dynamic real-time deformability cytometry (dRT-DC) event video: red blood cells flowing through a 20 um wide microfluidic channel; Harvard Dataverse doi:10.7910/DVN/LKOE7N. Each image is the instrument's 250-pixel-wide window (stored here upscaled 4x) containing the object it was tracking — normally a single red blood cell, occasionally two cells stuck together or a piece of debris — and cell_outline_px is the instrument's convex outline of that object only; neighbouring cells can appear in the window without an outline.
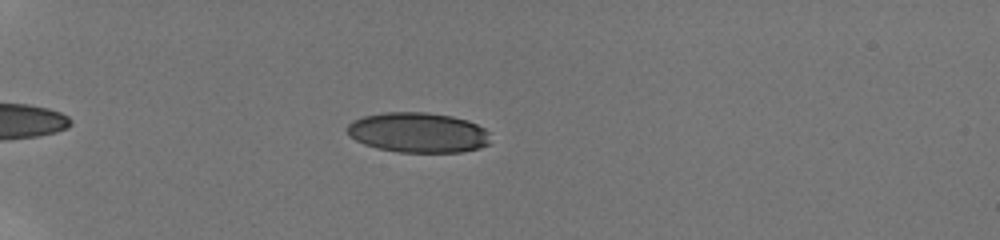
{"species": "human", "species_latin": "Homo sapiens", "temperature_condition": "room temperature", "stored_images_in_passage": 37, "camera_frame_rate_fps": 3000, "um_per_image_px": 0.085, "donor": {"sex": "male"}, "frame": {"image": 1, "passage_image": 18, "time_ms": 4.0, "image_size_px": [1000, 240], "cell_outline_px": [[488, 144], [480, 148], [460, 152], [396, 152], [376, 148], [364, 144], [348, 136], [344, 128], [352, 120], [364, 116], [384, 112], [424, 112], [452, 116], [468, 120], [484, 128], [488, 132]], "centroid_in_image_um": [35.48, 11.26], "position_along_channel_um": 49.5, "area_um2": 33.7}}
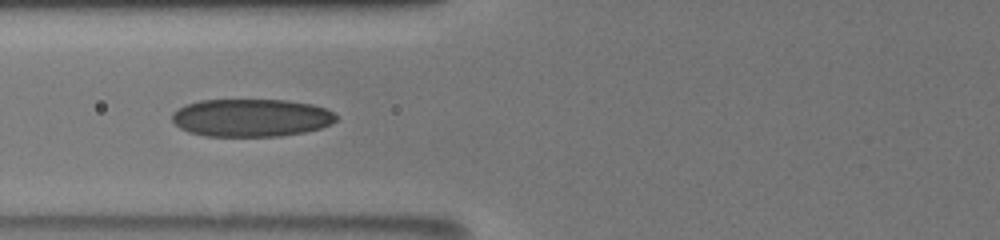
{"frame": {"image": 2, "passage_image": 28, "time_ms": 6.667, "image_size_px": [1000, 240], "cell_outline_px": [[336, 120], [332, 124], [320, 128], [304, 132], [280, 136], [204, 136], [188, 132], [180, 128], [172, 120], [172, 112], [184, 104], [200, 100], [288, 100], [312, 104], [324, 108], [332, 112], [336, 116]], "centroid_in_image_um": [21.32, 10.01], "position_along_channel_um": 104.5, "area_um2": 36.3}}
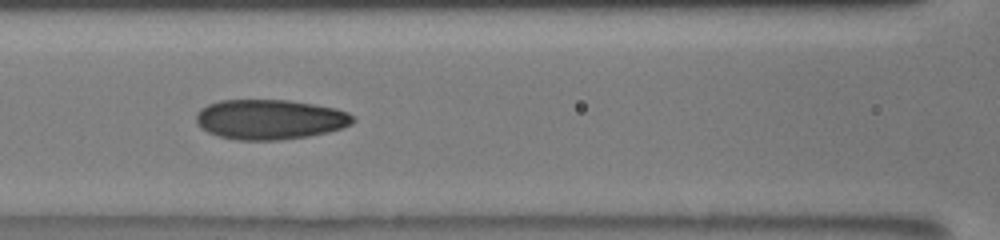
{"frame": {"image": 3, "passage_image": 32, "time_ms": 7.667, "image_size_px": [1000, 240], "cell_outline_px": [[356, 120], [352, 124], [328, 132], [308, 136], [280, 140], [236, 140], [220, 136], [208, 132], [200, 128], [196, 124], [196, 112], [200, 108], [208, 104], [220, 100], [288, 100], [336, 108], [348, 112]], "centroid_in_image_um": [22.91, 10.15], "position_along_channel_um": 143.7, "area_um2": 36.65}}